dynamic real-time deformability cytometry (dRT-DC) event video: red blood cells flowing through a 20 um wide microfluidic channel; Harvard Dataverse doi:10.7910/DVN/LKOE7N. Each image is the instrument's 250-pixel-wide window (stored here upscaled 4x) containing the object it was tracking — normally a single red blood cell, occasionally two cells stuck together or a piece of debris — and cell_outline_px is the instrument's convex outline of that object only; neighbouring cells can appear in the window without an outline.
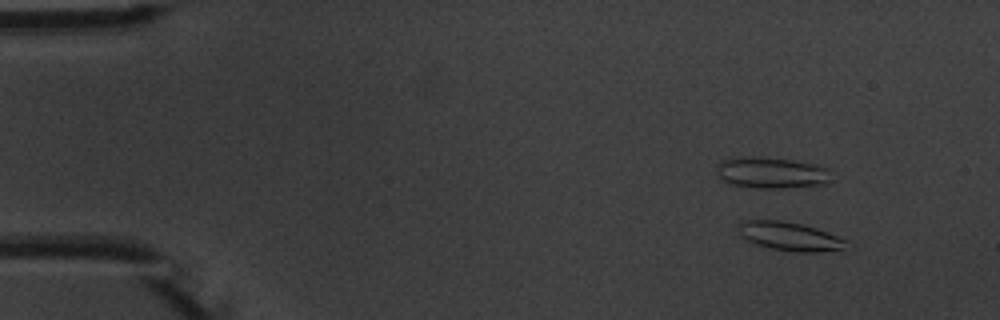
{"species": "common noctule bat (a hibernating species)", "species_latin": "Nyctalus noctula", "temperature_condition": "warm", "stored_images_in_passage": 4, "camera_frame_rate_fps": 3000, "um_per_image_px": 0.085, "animal": {"sex": "male", "body_mass_g": 20.1, "forearm_length_mm": 53.5}, "frame": {"image": 1, "passage_image": 1, "time_ms": 0.0, "image_size_px": [1000, 320], "cell_outline_px": [[848, 240], [844, 248], [820, 252], [796, 252], [772, 248], [756, 244], [740, 236], [740, 224], [744, 220], [784, 220], [816, 228]], "centroid_in_image_um": [67.14, 20.09], "position_along_channel_um": 17.9, "area_um2": 17.74}}